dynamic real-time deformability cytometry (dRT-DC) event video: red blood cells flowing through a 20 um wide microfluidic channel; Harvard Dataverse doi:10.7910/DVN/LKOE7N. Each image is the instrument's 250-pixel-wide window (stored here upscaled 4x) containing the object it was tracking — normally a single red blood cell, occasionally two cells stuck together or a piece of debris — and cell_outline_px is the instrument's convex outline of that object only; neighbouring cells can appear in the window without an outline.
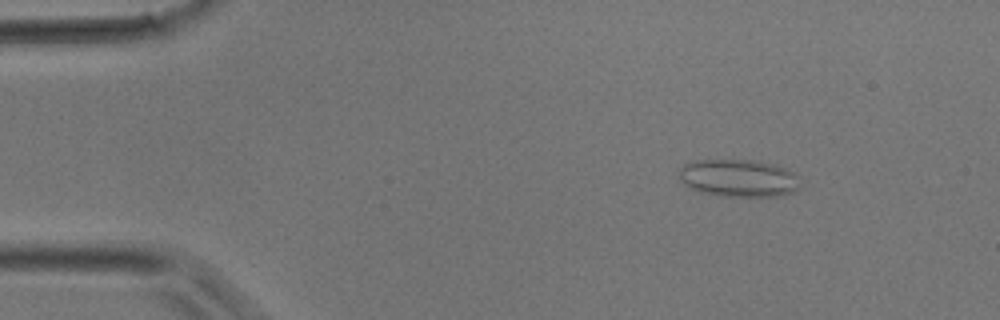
{"species": "common noctule bat (a hibernating species)", "species_latin": "Nyctalus noctula", "temperature_condition": "room temperature", "stored_images_in_passage": 34, "camera_frame_rate_fps": 3000, "um_per_image_px": 0.085, "animal": {"sex": "male", "body_mass_g": 17.9}, "frame": {"image": 1, "passage_image": 1, "time_ms": 0.0, "image_size_px": [1000, 320], "cell_outline_px": [[800, 188], [792, 192], [780, 196], [716, 196], [700, 192], [688, 188], [680, 180], [680, 168], [684, 164], [692, 160], [756, 160], [776, 164], [800, 176]], "centroid_in_image_um": [62.79, 15.14], "position_along_channel_um": 22.2, "area_um2": 26.93}}
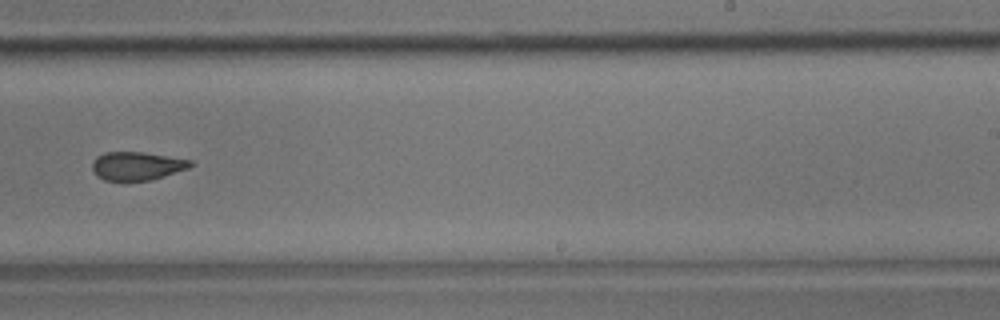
{"frame": {"image": 2, "passage_image": 20, "time_ms": 6.333, "image_size_px": [1000, 320], "cell_outline_px": [[196, 164], [188, 168], [152, 180], [124, 184], [104, 180], [96, 176], [92, 168], [92, 160], [96, 156], [104, 152], [140, 152], [192, 160]], "centroid_in_image_um": [11.58, 14.15], "position_along_channel_um": 277.4, "area_um2": 16.94}}
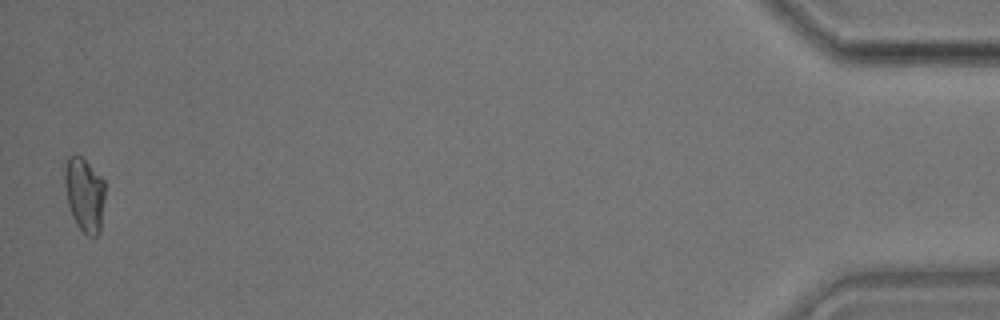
{"frame": {"image": 3, "passage_image": 34, "time_ms": 11.0, "image_size_px": [1000, 320], "cell_outline_px": [[104, 200], [100, 232], [96, 236], [88, 236], [76, 224], [72, 216], [68, 204], [64, 184], [64, 164], [68, 156], [76, 152], [104, 180]], "centroid_in_image_um": [7.16, 16.51], "position_along_channel_um": 428.0, "area_um2": 17.51}}